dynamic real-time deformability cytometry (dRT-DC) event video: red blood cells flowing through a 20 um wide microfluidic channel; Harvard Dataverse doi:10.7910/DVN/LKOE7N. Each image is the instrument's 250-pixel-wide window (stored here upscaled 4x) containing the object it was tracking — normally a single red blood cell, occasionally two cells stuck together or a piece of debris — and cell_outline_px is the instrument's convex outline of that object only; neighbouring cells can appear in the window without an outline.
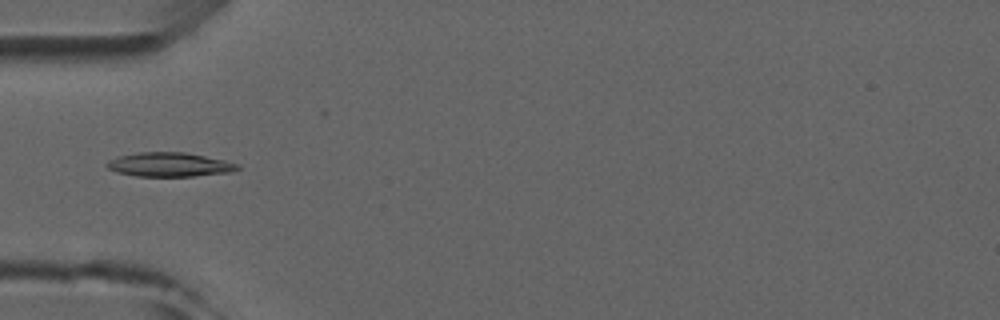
{"species": "common noctule bat (a hibernating species)", "species_latin": "Nyctalus noctula", "temperature_condition": "room temperature", "stored_images_in_passage": 7, "camera_frame_rate_fps": 3000, "um_per_image_px": 0.085, "animal": {"sex": "male", "forearm_length_mm": 52.5}, "frame": {"image": 1, "passage_image": 5, "time_ms": 4.667, "image_size_px": [1000, 320], "cell_outline_px": [[240, 168], [232, 172], [196, 176], [136, 176], [116, 172], [108, 168], [104, 164], [108, 160], [120, 156], [140, 152], [184, 152], [224, 160], [240, 164]], "centroid_in_image_um": [14.41, 13.99], "position_along_channel_um": 70.6, "area_um2": 18.38}}
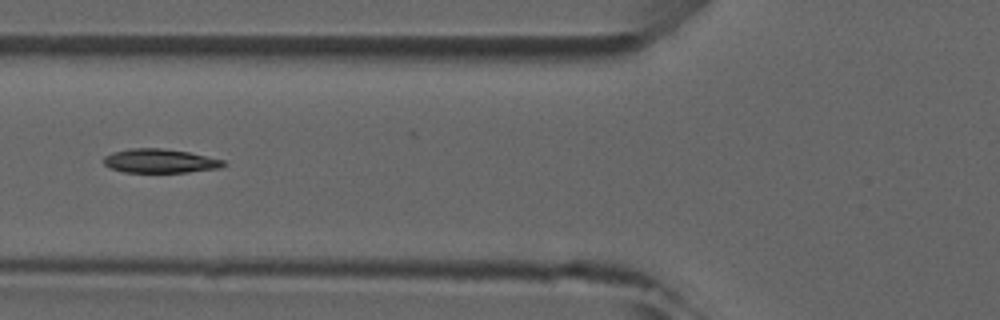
{"frame": {"image": 2, "passage_image": 6, "time_ms": 5.667, "image_size_px": [1000, 320], "cell_outline_px": [[228, 164], [220, 168], [188, 172], [124, 172], [112, 168], [104, 164], [104, 156], [112, 152], [132, 148], [160, 148], [188, 152], [224, 160]], "centroid_in_image_um": [13.62, 13.68], "position_along_channel_um": 112.2, "area_um2": 16.65}}
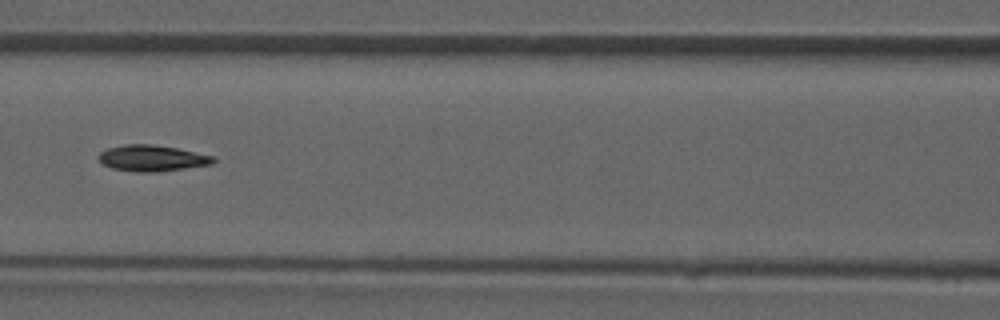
{"frame": {"image": 3, "passage_image": 7, "time_ms": 6.667, "image_size_px": [1000, 320], "cell_outline_px": [[216, 160], [212, 164], [156, 172], [136, 172], [112, 168], [104, 164], [100, 160], [100, 152], [108, 148], [124, 144], [148, 144], [176, 148], [212, 156]], "centroid_in_image_um": [12.91, 13.45], "position_along_channel_um": 153.7, "area_um2": 17.11}}